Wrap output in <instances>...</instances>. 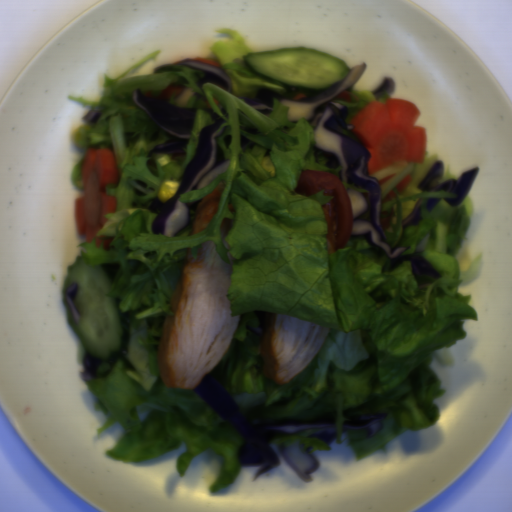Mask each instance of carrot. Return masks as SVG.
Wrapping results in <instances>:
<instances>
[{"mask_svg": "<svg viewBox=\"0 0 512 512\" xmlns=\"http://www.w3.org/2000/svg\"><path fill=\"white\" fill-rule=\"evenodd\" d=\"M306 95L304 93L297 94L294 98L295 100H302Z\"/></svg>", "mask_w": 512, "mask_h": 512, "instance_id": "942b0fe3", "label": "carrot"}, {"mask_svg": "<svg viewBox=\"0 0 512 512\" xmlns=\"http://www.w3.org/2000/svg\"><path fill=\"white\" fill-rule=\"evenodd\" d=\"M337 97L338 99H344L345 101L348 102H351L352 100V95L348 90H343L342 92L339 93Z\"/></svg>", "mask_w": 512, "mask_h": 512, "instance_id": "79d8ee17", "label": "carrot"}, {"mask_svg": "<svg viewBox=\"0 0 512 512\" xmlns=\"http://www.w3.org/2000/svg\"><path fill=\"white\" fill-rule=\"evenodd\" d=\"M421 112L411 101L390 98L366 104L349 124L371 154L367 162L370 175L398 162L425 161L427 129L415 126Z\"/></svg>", "mask_w": 512, "mask_h": 512, "instance_id": "b8716197", "label": "carrot"}, {"mask_svg": "<svg viewBox=\"0 0 512 512\" xmlns=\"http://www.w3.org/2000/svg\"><path fill=\"white\" fill-rule=\"evenodd\" d=\"M395 215V212H394V209H390L389 211H383L381 213H379V224H380V227L385 230L386 228H388L391 224V220L392 218L394 217Z\"/></svg>", "mask_w": 512, "mask_h": 512, "instance_id": "1c9b5961", "label": "carrot"}, {"mask_svg": "<svg viewBox=\"0 0 512 512\" xmlns=\"http://www.w3.org/2000/svg\"><path fill=\"white\" fill-rule=\"evenodd\" d=\"M191 59H193L194 61L200 62V63H206V64L220 66V64L215 60H209V59H204V58H200V57L199 58H191Z\"/></svg>", "mask_w": 512, "mask_h": 512, "instance_id": "46ec933d", "label": "carrot"}, {"mask_svg": "<svg viewBox=\"0 0 512 512\" xmlns=\"http://www.w3.org/2000/svg\"><path fill=\"white\" fill-rule=\"evenodd\" d=\"M395 176H396V173L389 174V175L383 177L382 179L379 180L380 186H382L383 184H385L387 181H389L390 179H392Z\"/></svg>", "mask_w": 512, "mask_h": 512, "instance_id": "abdcd85c", "label": "carrot"}, {"mask_svg": "<svg viewBox=\"0 0 512 512\" xmlns=\"http://www.w3.org/2000/svg\"><path fill=\"white\" fill-rule=\"evenodd\" d=\"M412 180V176L410 174H407L405 177H403L395 186L397 189L398 194L404 193L407 187L409 186L410 182Z\"/></svg>", "mask_w": 512, "mask_h": 512, "instance_id": "07d2c1c8", "label": "carrot"}, {"mask_svg": "<svg viewBox=\"0 0 512 512\" xmlns=\"http://www.w3.org/2000/svg\"><path fill=\"white\" fill-rule=\"evenodd\" d=\"M396 196H397V195L395 194V192L391 190V191L388 193V195L386 196V198H385L384 200H382L383 204H384V203H386V202H389V201L393 200Z\"/></svg>", "mask_w": 512, "mask_h": 512, "instance_id": "7f4f0e56", "label": "carrot"}, {"mask_svg": "<svg viewBox=\"0 0 512 512\" xmlns=\"http://www.w3.org/2000/svg\"><path fill=\"white\" fill-rule=\"evenodd\" d=\"M82 196L75 201V221L86 243L109 250L113 237L97 236L108 213L116 212L117 198L107 193L108 186L119 184L120 171L112 150L88 147L82 163Z\"/></svg>", "mask_w": 512, "mask_h": 512, "instance_id": "cead05ca", "label": "carrot"}]
</instances>
